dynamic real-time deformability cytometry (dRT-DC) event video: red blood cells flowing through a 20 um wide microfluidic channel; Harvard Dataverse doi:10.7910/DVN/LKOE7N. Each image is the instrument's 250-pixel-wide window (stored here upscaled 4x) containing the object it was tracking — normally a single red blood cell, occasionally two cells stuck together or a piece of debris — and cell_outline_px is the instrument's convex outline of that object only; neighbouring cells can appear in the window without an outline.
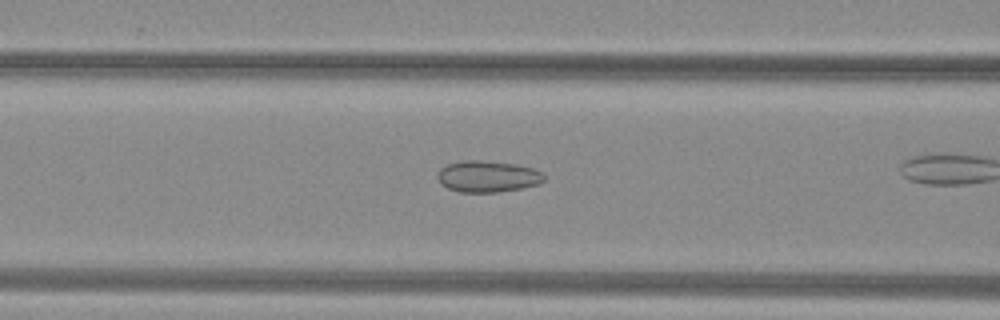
{"species": "common noctule bat (a hibernating species)", "species_latin": "Nyctalus noctula", "temperature_condition": "warm", "stored_images_in_passage": 26, "camera_frame_rate_fps": 3000, "um_per_image_px": 0.085, "animal": {"sex": "female", "body_mass_g": 29.2, "forearm_length_mm": 56.3}, "frame": {"image": 1, "passage_image": 12, "time_ms": 3.667, "image_size_px": [1000, 320], "cell_outline_px": [[544, 180], [540, 184], [524, 188], [496, 192], [460, 192], [448, 188], [440, 184], [436, 176], [440, 168], [448, 164], [460, 160], [476, 160], [516, 164], [532, 168], [540, 172], [544, 176]], "centroid_in_image_um": [41.42, 15.0], "position_along_channel_um": 125.2, "area_um2": 19.59}}